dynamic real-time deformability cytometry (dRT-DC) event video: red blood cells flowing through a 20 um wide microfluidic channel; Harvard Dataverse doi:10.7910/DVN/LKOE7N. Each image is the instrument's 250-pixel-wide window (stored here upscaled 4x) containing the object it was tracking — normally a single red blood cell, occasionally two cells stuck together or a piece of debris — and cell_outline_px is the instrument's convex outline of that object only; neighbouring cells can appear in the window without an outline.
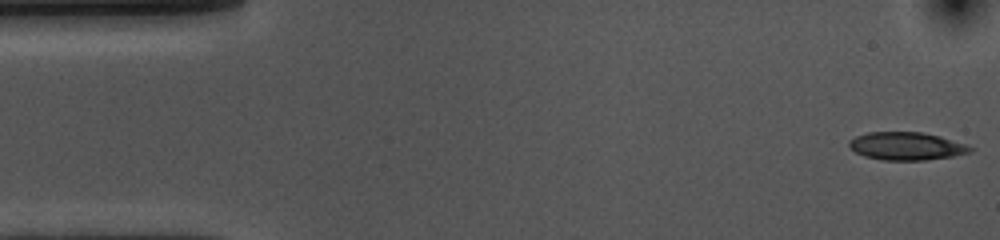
{"species": "common noctule bat (a hibernating species)", "species_latin": "Nyctalus noctula", "temperature_condition": "cold", "stored_images_in_passage": 53, "camera_frame_rate_fps": 3000, "um_per_image_px": 0.085, "animal": {"sex": "female", "body_mass_g": 10.0, "forearm_length_mm": 53.1}, "frame": {"image": 1, "passage_image": 1, "time_ms": 0.0, "image_size_px": [1000, 240], "cell_outline_px": [[976, 148], [972, 152], [952, 156], [924, 160], [884, 160], [864, 156], [848, 148], [848, 140], [856, 136], [868, 132], [924, 132], [940, 136]], "centroid_in_image_um": [77.03, 12.41], "position_along_channel_um": 8.0, "area_um2": 19.77}}
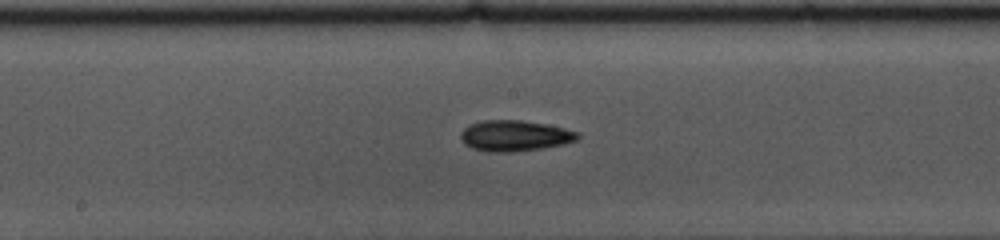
{"frame": {"image": 2, "passage_image": 26, "time_ms": 8.333, "image_size_px": [1000, 240], "cell_outline_px": [[580, 136], [576, 140], [564, 144], [540, 148], [512, 152], [488, 152], [472, 148], [464, 144], [460, 140], [460, 132], [468, 124], [484, 120], [520, 120], [548, 124], [580, 132]], "centroid_in_image_um": [43.73, 11.53], "position_along_channel_um": 204.5, "area_um2": 21.21}}
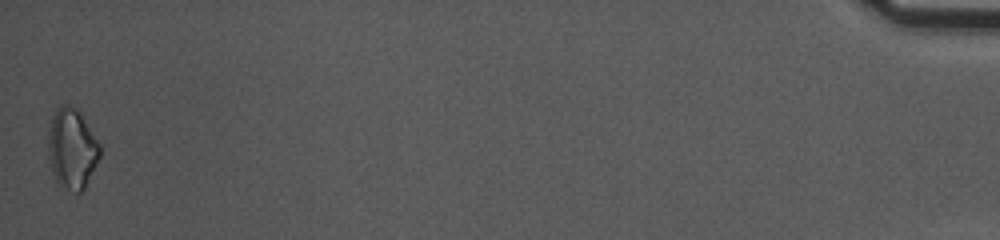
{"frame": {"image": 3, "passage_image": 53, "time_ms": 17.333, "image_size_px": [1000, 240], "cell_outline_px": [[100, 156], [84, 188], [80, 192], [76, 192], [60, 188], [56, 184], [48, 160], [48, 132], [52, 116], [56, 108], [60, 104], [68, 104], [76, 108], [80, 112], [100, 144]], "centroid_in_image_um": [6.08, 12.64], "position_along_channel_um": 429.1, "area_um2": 24.51}, "authors_computed_cell_mechanics": {"area_um2": 19.8254, "velocity_mm_per_s": 3.6309, "shape_relaxation_time_tau1_ms": 5.8222, "shape_relaxation_time_tau2_ms": null, "deformation_change_tau1": 0.1107, "deformation_change_tau2": null}}